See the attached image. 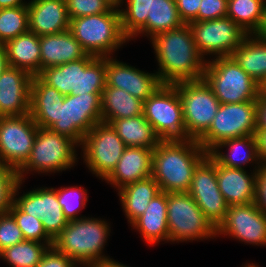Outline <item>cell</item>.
I'll return each mask as SVG.
<instances>
[{
	"label": "cell",
	"instance_id": "obj_1",
	"mask_svg": "<svg viewBox=\"0 0 266 267\" xmlns=\"http://www.w3.org/2000/svg\"><path fill=\"white\" fill-rule=\"evenodd\" d=\"M163 84L203 78L207 60L196 48L189 24L154 35L151 39Z\"/></svg>",
	"mask_w": 266,
	"mask_h": 267
},
{
	"label": "cell",
	"instance_id": "obj_2",
	"mask_svg": "<svg viewBox=\"0 0 266 267\" xmlns=\"http://www.w3.org/2000/svg\"><path fill=\"white\" fill-rule=\"evenodd\" d=\"M195 139L161 140L153 149L152 177L161 192H188L194 170L208 156Z\"/></svg>",
	"mask_w": 266,
	"mask_h": 267
},
{
	"label": "cell",
	"instance_id": "obj_3",
	"mask_svg": "<svg viewBox=\"0 0 266 267\" xmlns=\"http://www.w3.org/2000/svg\"><path fill=\"white\" fill-rule=\"evenodd\" d=\"M109 225L98 218L81 216L80 219L68 221L53 239L52 246L80 267H98L111 259L102 255L110 236Z\"/></svg>",
	"mask_w": 266,
	"mask_h": 267
},
{
	"label": "cell",
	"instance_id": "obj_4",
	"mask_svg": "<svg viewBox=\"0 0 266 267\" xmlns=\"http://www.w3.org/2000/svg\"><path fill=\"white\" fill-rule=\"evenodd\" d=\"M114 5L108 12L70 20L69 31L87 54L111 57L129 39L124 35L120 8Z\"/></svg>",
	"mask_w": 266,
	"mask_h": 267
},
{
	"label": "cell",
	"instance_id": "obj_5",
	"mask_svg": "<svg viewBox=\"0 0 266 267\" xmlns=\"http://www.w3.org/2000/svg\"><path fill=\"white\" fill-rule=\"evenodd\" d=\"M63 95L102 93L106 86V57H86L41 70L37 75Z\"/></svg>",
	"mask_w": 266,
	"mask_h": 267
},
{
	"label": "cell",
	"instance_id": "obj_6",
	"mask_svg": "<svg viewBox=\"0 0 266 267\" xmlns=\"http://www.w3.org/2000/svg\"><path fill=\"white\" fill-rule=\"evenodd\" d=\"M211 60H207L203 79L221 104L258 100L261 85L231 56L216 57Z\"/></svg>",
	"mask_w": 266,
	"mask_h": 267
},
{
	"label": "cell",
	"instance_id": "obj_7",
	"mask_svg": "<svg viewBox=\"0 0 266 267\" xmlns=\"http://www.w3.org/2000/svg\"><path fill=\"white\" fill-rule=\"evenodd\" d=\"M77 143L65 135L50 128L39 127L30 156L17 171L19 180H25L24 174L32 171L38 173L62 172L76 164ZM28 171V172H27Z\"/></svg>",
	"mask_w": 266,
	"mask_h": 267
},
{
	"label": "cell",
	"instance_id": "obj_8",
	"mask_svg": "<svg viewBox=\"0 0 266 267\" xmlns=\"http://www.w3.org/2000/svg\"><path fill=\"white\" fill-rule=\"evenodd\" d=\"M167 225L171 242L217 237V229L188 192L167 193Z\"/></svg>",
	"mask_w": 266,
	"mask_h": 267
},
{
	"label": "cell",
	"instance_id": "obj_9",
	"mask_svg": "<svg viewBox=\"0 0 266 267\" xmlns=\"http://www.w3.org/2000/svg\"><path fill=\"white\" fill-rule=\"evenodd\" d=\"M257 109L258 100L221 104L211 126L197 142L209 153L224 140L255 135Z\"/></svg>",
	"mask_w": 266,
	"mask_h": 267
},
{
	"label": "cell",
	"instance_id": "obj_10",
	"mask_svg": "<svg viewBox=\"0 0 266 267\" xmlns=\"http://www.w3.org/2000/svg\"><path fill=\"white\" fill-rule=\"evenodd\" d=\"M143 116L161 140H186L182 103L175 84H162L143 103Z\"/></svg>",
	"mask_w": 266,
	"mask_h": 267
},
{
	"label": "cell",
	"instance_id": "obj_11",
	"mask_svg": "<svg viewBox=\"0 0 266 267\" xmlns=\"http://www.w3.org/2000/svg\"><path fill=\"white\" fill-rule=\"evenodd\" d=\"M175 85L182 103L187 139L198 140L211 126L221 103L203 78Z\"/></svg>",
	"mask_w": 266,
	"mask_h": 267
},
{
	"label": "cell",
	"instance_id": "obj_12",
	"mask_svg": "<svg viewBox=\"0 0 266 267\" xmlns=\"http://www.w3.org/2000/svg\"><path fill=\"white\" fill-rule=\"evenodd\" d=\"M102 93L65 95L60 102L58 121L50 129L74 140L81 146L84 136L96 124L102 122Z\"/></svg>",
	"mask_w": 266,
	"mask_h": 267
},
{
	"label": "cell",
	"instance_id": "obj_13",
	"mask_svg": "<svg viewBox=\"0 0 266 267\" xmlns=\"http://www.w3.org/2000/svg\"><path fill=\"white\" fill-rule=\"evenodd\" d=\"M81 145L84 163L103 180L114 170L127 147L115 129L105 122L96 123L84 136Z\"/></svg>",
	"mask_w": 266,
	"mask_h": 267
},
{
	"label": "cell",
	"instance_id": "obj_14",
	"mask_svg": "<svg viewBox=\"0 0 266 267\" xmlns=\"http://www.w3.org/2000/svg\"><path fill=\"white\" fill-rule=\"evenodd\" d=\"M196 48L200 54L216 57L230 56L248 35L228 17L189 23Z\"/></svg>",
	"mask_w": 266,
	"mask_h": 267
},
{
	"label": "cell",
	"instance_id": "obj_15",
	"mask_svg": "<svg viewBox=\"0 0 266 267\" xmlns=\"http://www.w3.org/2000/svg\"><path fill=\"white\" fill-rule=\"evenodd\" d=\"M38 128L30 114L0 116V161L18 171L30 156Z\"/></svg>",
	"mask_w": 266,
	"mask_h": 267
},
{
	"label": "cell",
	"instance_id": "obj_16",
	"mask_svg": "<svg viewBox=\"0 0 266 267\" xmlns=\"http://www.w3.org/2000/svg\"><path fill=\"white\" fill-rule=\"evenodd\" d=\"M188 193L217 229L224 221L229 206L219 190L216 159L210 153L194 170Z\"/></svg>",
	"mask_w": 266,
	"mask_h": 267
},
{
	"label": "cell",
	"instance_id": "obj_17",
	"mask_svg": "<svg viewBox=\"0 0 266 267\" xmlns=\"http://www.w3.org/2000/svg\"><path fill=\"white\" fill-rule=\"evenodd\" d=\"M20 185L22 180H19L15 188L14 203L24 213L40 219L44 231L53 240L68 223L58 203L57 189L40 187L19 196Z\"/></svg>",
	"mask_w": 266,
	"mask_h": 267
},
{
	"label": "cell",
	"instance_id": "obj_18",
	"mask_svg": "<svg viewBox=\"0 0 266 267\" xmlns=\"http://www.w3.org/2000/svg\"><path fill=\"white\" fill-rule=\"evenodd\" d=\"M228 235L244 243L266 246V214L252 202L228 207L217 236Z\"/></svg>",
	"mask_w": 266,
	"mask_h": 267
},
{
	"label": "cell",
	"instance_id": "obj_19",
	"mask_svg": "<svg viewBox=\"0 0 266 267\" xmlns=\"http://www.w3.org/2000/svg\"><path fill=\"white\" fill-rule=\"evenodd\" d=\"M163 83L157 73H146L126 63L106 57V85L125 90L145 101Z\"/></svg>",
	"mask_w": 266,
	"mask_h": 267
},
{
	"label": "cell",
	"instance_id": "obj_20",
	"mask_svg": "<svg viewBox=\"0 0 266 267\" xmlns=\"http://www.w3.org/2000/svg\"><path fill=\"white\" fill-rule=\"evenodd\" d=\"M32 75L8 66L0 75V116H24L30 112Z\"/></svg>",
	"mask_w": 266,
	"mask_h": 267
},
{
	"label": "cell",
	"instance_id": "obj_21",
	"mask_svg": "<svg viewBox=\"0 0 266 267\" xmlns=\"http://www.w3.org/2000/svg\"><path fill=\"white\" fill-rule=\"evenodd\" d=\"M260 167L255 166L251 175L245 169L226 167L216 160L217 184L228 206L255 202L257 171Z\"/></svg>",
	"mask_w": 266,
	"mask_h": 267
},
{
	"label": "cell",
	"instance_id": "obj_22",
	"mask_svg": "<svg viewBox=\"0 0 266 267\" xmlns=\"http://www.w3.org/2000/svg\"><path fill=\"white\" fill-rule=\"evenodd\" d=\"M29 31L38 36L69 30L65 0H31L28 4Z\"/></svg>",
	"mask_w": 266,
	"mask_h": 267
},
{
	"label": "cell",
	"instance_id": "obj_23",
	"mask_svg": "<svg viewBox=\"0 0 266 267\" xmlns=\"http://www.w3.org/2000/svg\"><path fill=\"white\" fill-rule=\"evenodd\" d=\"M152 163L153 149L126 147L105 181L119 190L130 183L152 176Z\"/></svg>",
	"mask_w": 266,
	"mask_h": 267
},
{
	"label": "cell",
	"instance_id": "obj_24",
	"mask_svg": "<svg viewBox=\"0 0 266 267\" xmlns=\"http://www.w3.org/2000/svg\"><path fill=\"white\" fill-rule=\"evenodd\" d=\"M39 42L41 70L77 61L88 55L69 30L39 36Z\"/></svg>",
	"mask_w": 266,
	"mask_h": 267
},
{
	"label": "cell",
	"instance_id": "obj_25",
	"mask_svg": "<svg viewBox=\"0 0 266 267\" xmlns=\"http://www.w3.org/2000/svg\"><path fill=\"white\" fill-rule=\"evenodd\" d=\"M65 95L56 88L45 84L38 76H33L30 86V116L39 126L50 128L58 121L60 102Z\"/></svg>",
	"mask_w": 266,
	"mask_h": 267
},
{
	"label": "cell",
	"instance_id": "obj_26",
	"mask_svg": "<svg viewBox=\"0 0 266 267\" xmlns=\"http://www.w3.org/2000/svg\"><path fill=\"white\" fill-rule=\"evenodd\" d=\"M144 241L155 245L161 241L169 242L167 225V193L160 192L148 204L145 212L132 224Z\"/></svg>",
	"mask_w": 266,
	"mask_h": 267
},
{
	"label": "cell",
	"instance_id": "obj_27",
	"mask_svg": "<svg viewBox=\"0 0 266 267\" xmlns=\"http://www.w3.org/2000/svg\"><path fill=\"white\" fill-rule=\"evenodd\" d=\"M7 62L10 67L24 69L32 76L41 72L39 36L28 31L5 44Z\"/></svg>",
	"mask_w": 266,
	"mask_h": 267
},
{
	"label": "cell",
	"instance_id": "obj_28",
	"mask_svg": "<svg viewBox=\"0 0 266 267\" xmlns=\"http://www.w3.org/2000/svg\"><path fill=\"white\" fill-rule=\"evenodd\" d=\"M222 147H229L227 154L221 153ZM220 149V150H219ZM221 165L231 168L244 169L248 163L262 165L257 148L256 135L231 138L220 142L209 152Z\"/></svg>",
	"mask_w": 266,
	"mask_h": 267
},
{
	"label": "cell",
	"instance_id": "obj_29",
	"mask_svg": "<svg viewBox=\"0 0 266 267\" xmlns=\"http://www.w3.org/2000/svg\"><path fill=\"white\" fill-rule=\"evenodd\" d=\"M160 188L152 176L130 183L118 190V196L128 222L132 224L159 194Z\"/></svg>",
	"mask_w": 266,
	"mask_h": 267
},
{
	"label": "cell",
	"instance_id": "obj_30",
	"mask_svg": "<svg viewBox=\"0 0 266 267\" xmlns=\"http://www.w3.org/2000/svg\"><path fill=\"white\" fill-rule=\"evenodd\" d=\"M143 103L125 90L106 85L101 95L102 122L110 124L115 119L142 115Z\"/></svg>",
	"mask_w": 266,
	"mask_h": 267
},
{
	"label": "cell",
	"instance_id": "obj_31",
	"mask_svg": "<svg viewBox=\"0 0 266 267\" xmlns=\"http://www.w3.org/2000/svg\"><path fill=\"white\" fill-rule=\"evenodd\" d=\"M230 56L260 85L266 80V39L248 34Z\"/></svg>",
	"mask_w": 266,
	"mask_h": 267
},
{
	"label": "cell",
	"instance_id": "obj_32",
	"mask_svg": "<svg viewBox=\"0 0 266 267\" xmlns=\"http://www.w3.org/2000/svg\"><path fill=\"white\" fill-rule=\"evenodd\" d=\"M110 125L127 147L154 149L161 141L143 114L132 118L115 119Z\"/></svg>",
	"mask_w": 266,
	"mask_h": 267
},
{
	"label": "cell",
	"instance_id": "obj_33",
	"mask_svg": "<svg viewBox=\"0 0 266 267\" xmlns=\"http://www.w3.org/2000/svg\"><path fill=\"white\" fill-rule=\"evenodd\" d=\"M175 0H152L150 16L146 22V36L151 39L161 32L182 27Z\"/></svg>",
	"mask_w": 266,
	"mask_h": 267
},
{
	"label": "cell",
	"instance_id": "obj_34",
	"mask_svg": "<svg viewBox=\"0 0 266 267\" xmlns=\"http://www.w3.org/2000/svg\"><path fill=\"white\" fill-rule=\"evenodd\" d=\"M266 0H228L226 17L247 34H254L261 23Z\"/></svg>",
	"mask_w": 266,
	"mask_h": 267
},
{
	"label": "cell",
	"instance_id": "obj_35",
	"mask_svg": "<svg viewBox=\"0 0 266 267\" xmlns=\"http://www.w3.org/2000/svg\"><path fill=\"white\" fill-rule=\"evenodd\" d=\"M124 0L120 4L123 5ZM126 9L120 10L121 26L124 35L130 40L139 34L146 36V22L150 16L152 0H126Z\"/></svg>",
	"mask_w": 266,
	"mask_h": 267
},
{
	"label": "cell",
	"instance_id": "obj_36",
	"mask_svg": "<svg viewBox=\"0 0 266 267\" xmlns=\"http://www.w3.org/2000/svg\"><path fill=\"white\" fill-rule=\"evenodd\" d=\"M48 247L46 243L24 240L3 250L0 258L11 267H37Z\"/></svg>",
	"mask_w": 266,
	"mask_h": 267
},
{
	"label": "cell",
	"instance_id": "obj_37",
	"mask_svg": "<svg viewBox=\"0 0 266 267\" xmlns=\"http://www.w3.org/2000/svg\"><path fill=\"white\" fill-rule=\"evenodd\" d=\"M29 31L28 6L0 9V43Z\"/></svg>",
	"mask_w": 266,
	"mask_h": 267
},
{
	"label": "cell",
	"instance_id": "obj_38",
	"mask_svg": "<svg viewBox=\"0 0 266 267\" xmlns=\"http://www.w3.org/2000/svg\"><path fill=\"white\" fill-rule=\"evenodd\" d=\"M16 220L25 240H33L52 246L53 240L46 234L42 221L24 213L14 202L8 211Z\"/></svg>",
	"mask_w": 266,
	"mask_h": 267
},
{
	"label": "cell",
	"instance_id": "obj_39",
	"mask_svg": "<svg viewBox=\"0 0 266 267\" xmlns=\"http://www.w3.org/2000/svg\"><path fill=\"white\" fill-rule=\"evenodd\" d=\"M58 203L61 205L65 218L68 221L80 219L77 216L88 201L87 190L81 186L61 187L57 189Z\"/></svg>",
	"mask_w": 266,
	"mask_h": 267
},
{
	"label": "cell",
	"instance_id": "obj_40",
	"mask_svg": "<svg viewBox=\"0 0 266 267\" xmlns=\"http://www.w3.org/2000/svg\"><path fill=\"white\" fill-rule=\"evenodd\" d=\"M18 182L17 171L0 161V214L7 213L12 206Z\"/></svg>",
	"mask_w": 266,
	"mask_h": 267
},
{
	"label": "cell",
	"instance_id": "obj_41",
	"mask_svg": "<svg viewBox=\"0 0 266 267\" xmlns=\"http://www.w3.org/2000/svg\"><path fill=\"white\" fill-rule=\"evenodd\" d=\"M69 19L108 12L114 4L110 0H65Z\"/></svg>",
	"mask_w": 266,
	"mask_h": 267
},
{
	"label": "cell",
	"instance_id": "obj_42",
	"mask_svg": "<svg viewBox=\"0 0 266 267\" xmlns=\"http://www.w3.org/2000/svg\"><path fill=\"white\" fill-rule=\"evenodd\" d=\"M24 240L14 217L9 212L0 214V253Z\"/></svg>",
	"mask_w": 266,
	"mask_h": 267
},
{
	"label": "cell",
	"instance_id": "obj_43",
	"mask_svg": "<svg viewBox=\"0 0 266 267\" xmlns=\"http://www.w3.org/2000/svg\"><path fill=\"white\" fill-rule=\"evenodd\" d=\"M228 0H202L197 22L224 18L227 15Z\"/></svg>",
	"mask_w": 266,
	"mask_h": 267
},
{
	"label": "cell",
	"instance_id": "obj_44",
	"mask_svg": "<svg viewBox=\"0 0 266 267\" xmlns=\"http://www.w3.org/2000/svg\"><path fill=\"white\" fill-rule=\"evenodd\" d=\"M37 267H78V265L67 255L51 246L43 253Z\"/></svg>",
	"mask_w": 266,
	"mask_h": 267
},
{
	"label": "cell",
	"instance_id": "obj_45",
	"mask_svg": "<svg viewBox=\"0 0 266 267\" xmlns=\"http://www.w3.org/2000/svg\"><path fill=\"white\" fill-rule=\"evenodd\" d=\"M202 0H175L181 20L184 24L197 22V14Z\"/></svg>",
	"mask_w": 266,
	"mask_h": 267
},
{
	"label": "cell",
	"instance_id": "obj_46",
	"mask_svg": "<svg viewBox=\"0 0 266 267\" xmlns=\"http://www.w3.org/2000/svg\"><path fill=\"white\" fill-rule=\"evenodd\" d=\"M254 203L266 214V165H261L257 171L256 196Z\"/></svg>",
	"mask_w": 266,
	"mask_h": 267
},
{
	"label": "cell",
	"instance_id": "obj_47",
	"mask_svg": "<svg viewBox=\"0 0 266 267\" xmlns=\"http://www.w3.org/2000/svg\"><path fill=\"white\" fill-rule=\"evenodd\" d=\"M257 130H266V95L260 94L257 109Z\"/></svg>",
	"mask_w": 266,
	"mask_h": 267
},
{
	"label": "cell",
	"instance_id": "obj_48",
	"mask_svg": "<svg viewBox=\"0 0 266 267\" xmlns=\"http://www.w3.org/2000/svg\"><path fill=\"white\" fill-rule=\"evenodd\" d=\"M258 156L262 165H266V130L256 131Z\"/></svg>",
	"mask_w": 266,
	"mask_h": 267
},
{
	"label": "cell",
	"instance_id": "obj_49",
	"mask_svg": "<svg viewBox=\"0 0 266 267\" xmlns=\"http://www.w3.org/2000/svg\"><path fill=\"white\" fill-rule=\"evenodd\" d=\"M28 4L29 2L25 3L22 0H0V9L28 6Z\"/></svg>",
	"mask_w": 266,
	"mask_h": 267
},
{
	"label": "cell",
	"instance_id": "obj_50",
	"mask_svg": "<svg viewBox=\"0 0 266 267\" xmlns=\"http://www.w3.org/2000/svg\"><path fill=\"white\" fill-rule=\"evenodd\" d=\"M254 35H256L259 38L266 39V4H265V9L263 11V17L261 23L257 31L254 33Z\"/></svg>",
	"mask_w": 266,
	"mask_h": 267
},
{
	"label": "cell",
	"instance_id": "obj_51",
	"mask_svg": "<svg viewBox=\"0 0 266 267\" xmlns=\"http://www.w3.org/2000/svg\"><path fill=\"white\" fill-rule=\"evenodd\" d=\"M8 66L5 45L0 43V75Z\"/></svg>",
	"mask_w": 266,
	"mask_h": 267
},
{
	"label": "cell",
	"instance_id": "obj_52",
	"mask_svg": "<svg viewBox=\"0 0 266 267\" xmlns=\"http://www.w3.org/2000/svg\"><path fill=\"white\" fill-rule=\"evenodd\" d=\"M98 267H129V266L121 264L119 263V261L116 262L114 259H110L108 262H105Z\"/></svg>",
	"mask_w": 266,
	"mask_h": 267
},
{
	"label": "cell",
	"instance_id": "obj_53",
	"mask_svg": "<svg viewBox=\"0 0 266 267\" xmlns=\"http://www.w3.org/2000/svg\"><path fill=\"white\" fill-rule=\"evenodd\" d=\"M266 95V80L261 85V93Z\"/></svg>",
	"mask_w": 266,
	"mask_h": 267
},
{
	"label": "cell",
	"instance_id": "obj_54",
	"mask_svg": "<svg viewBox=\"0 0 266 267\" xmlns=\"http://www.w3.org/2000/svg\"><path fill=\"white\" fill-rule=\"evenodd\" d=\"M114 5H116V6H119V7H122L121 5H120V2H121V0H110Z\"/></svg>",
	"mask_w": 266,
	"mask_h": 267
},
{
	"label": "cell",
	"instance_id": "obj_55",
	"mask_svg": "<svg viewBox=\"0 0 266 267\" xmlns=\"http://www.w3.org/2000/svg\"><path fill=\"white\" fill-rule=\"evenodd\" d=\"M244 267H259V266L252 264V263L251 264L249 263V264L245 265Z\"/></svg>",
	"mask_w": 266,
	"mask_h": 267
}]
</instances>
